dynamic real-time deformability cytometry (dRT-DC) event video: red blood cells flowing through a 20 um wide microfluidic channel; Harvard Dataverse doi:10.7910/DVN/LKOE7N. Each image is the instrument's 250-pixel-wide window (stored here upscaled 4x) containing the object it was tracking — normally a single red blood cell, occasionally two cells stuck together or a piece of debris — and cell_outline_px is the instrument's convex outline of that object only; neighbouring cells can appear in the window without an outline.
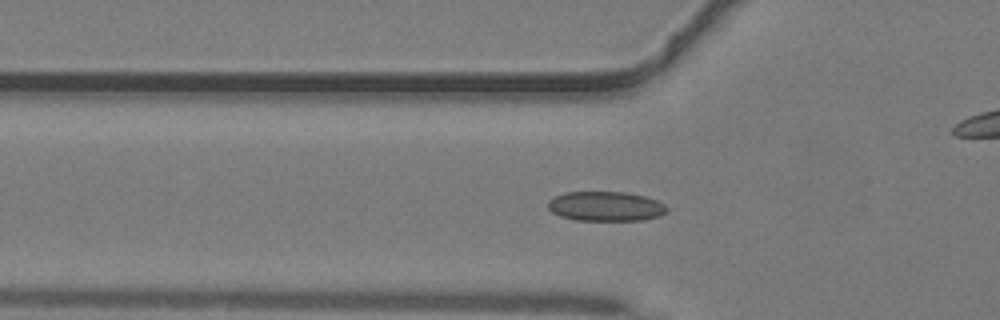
{"species": "common noctule bat (a hibernating species)", "species_latin": "Nyctalus noctula", "temperature_condition": "warm", "stored_images_in_passage": 41, "camera_frame_rate_fps": 3000, "um_per_image_px": 0.085, "animal": {"sex": "male", "body_mass_g": 19.2, "forearm_length_mm": 51.8}, "frame": {"image": 1, "passage_image": 15, "time_ms": 4.667, "image_size_px": [1000, 320], "cell_outline_px": [[668, 212], [660, 216], [644, 220], [576, 220], [560, 216], [552, 212], [548, 208], [548, 200], [564, 192], [628, 192], [644, 196], [656, 200], [664, 204], [668, 208]], "centroid_in_image_um": [51.5, 17.53], "position_along_channel_um": 74.3, "area_um2": 20.63}}
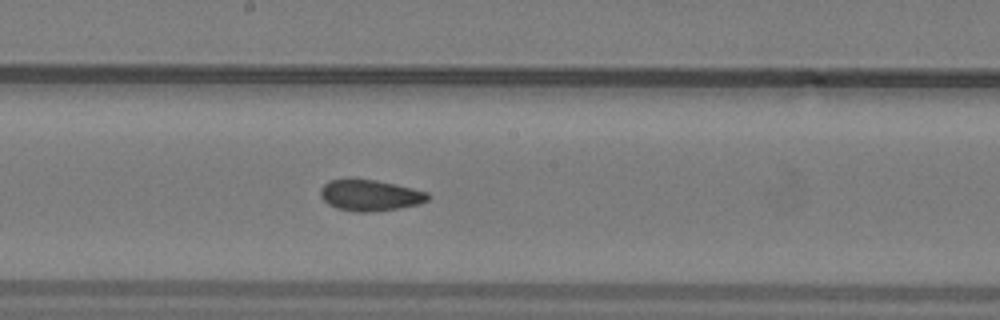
{"frame": {"image": 2, "passage_image": 24, "time_ms": 7.667, "image_size_px": [1000, 320], "cell_outline_px": [[432, 196], [428, 200], [420, 204], [400, 208], [372, 212], [356, 212], [336, 208], [328, 204], [320, 196], [320, 188], [328, 180], [376, 180], [412, 188], [428, 192]], "centroid_in_image_um": [31.48, 16.62], "position_along_channel_um": 216.7, "area_um2": 19.48}}
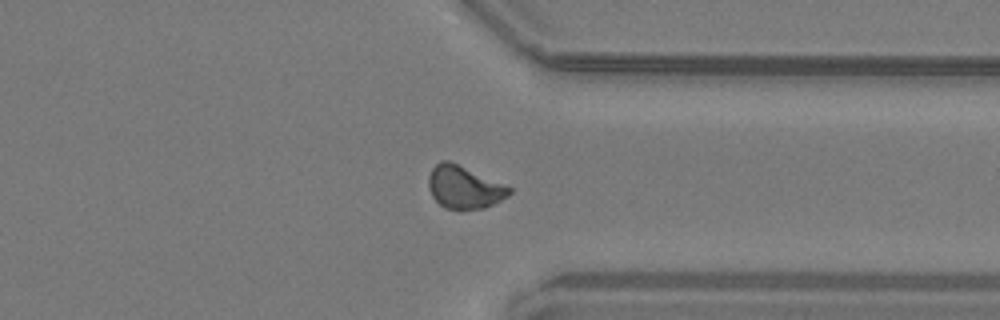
{"frame": {"image": 3, "passage_image": 34, "time_ms": 11.0, "image_size_px": [1000, 320], "cell_outline_px": [[512, 192], [508, 196], [484, 208], [460, 212], [444, 208], [432, 196], [428, 188], [428, 176], [432, 168], [440, 160], [448, 160], [512, 188]], "centroid_in_image_um": [39.42, 15.96], "position_along_channel_um": 372.0, "area_um2": 20.23}}